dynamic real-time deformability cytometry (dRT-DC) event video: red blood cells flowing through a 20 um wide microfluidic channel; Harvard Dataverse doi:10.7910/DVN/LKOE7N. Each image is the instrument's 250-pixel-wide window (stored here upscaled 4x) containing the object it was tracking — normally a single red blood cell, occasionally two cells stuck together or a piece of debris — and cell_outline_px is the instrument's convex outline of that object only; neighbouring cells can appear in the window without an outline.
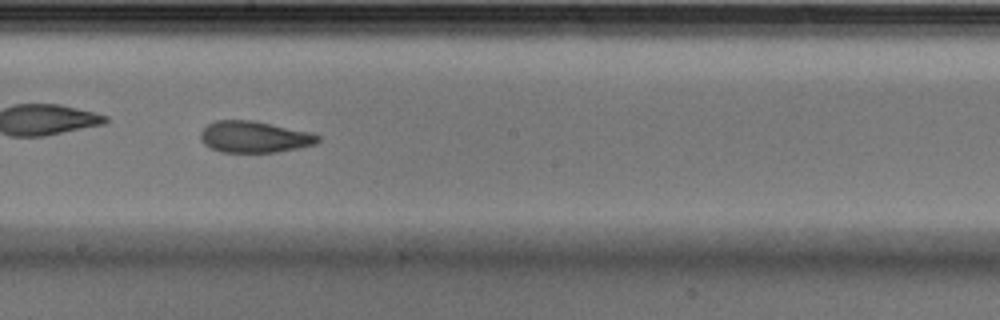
{"species": "Egyptian fruit bat (a non-hibernating species)", "species_latin": "Rousettus aegyptiacus", "temperature_condition": "cold", "stored_images_in_passage": 55, "camera_frame_rate_fps": 3000, "um_per_image_px": 0.085, "animal": {"sex": "male"}, "frame": {"image": 1, "passage_image": 32, "time_ms": 10.333, "image_size_px": [1000, 320], "cell_outline_px": [[320, 140], [316, 144], [300, 148], [276, 152], [220, 152], [204, 144], [200, 140], [200, 132], [208, 124], [216, 120], [252, 120], [312, 132], [320, 136]], "centroid_in_image_um": [21.64, 11.63], "position_along_channel_um": 226.6, "area_um2": 21.68}, "authors_computed_cell_mechanics": {"area_um2": 22.1952, "velocity_mm_per_s": 3.553, "shape_relaxation_time_tau1_ms": 10.3111, "shape_relaxation_time_tau2_ms": 1.4421, "deformation_change_tau1": 0.2067, "deformation_change_tau2": 0.0633}}